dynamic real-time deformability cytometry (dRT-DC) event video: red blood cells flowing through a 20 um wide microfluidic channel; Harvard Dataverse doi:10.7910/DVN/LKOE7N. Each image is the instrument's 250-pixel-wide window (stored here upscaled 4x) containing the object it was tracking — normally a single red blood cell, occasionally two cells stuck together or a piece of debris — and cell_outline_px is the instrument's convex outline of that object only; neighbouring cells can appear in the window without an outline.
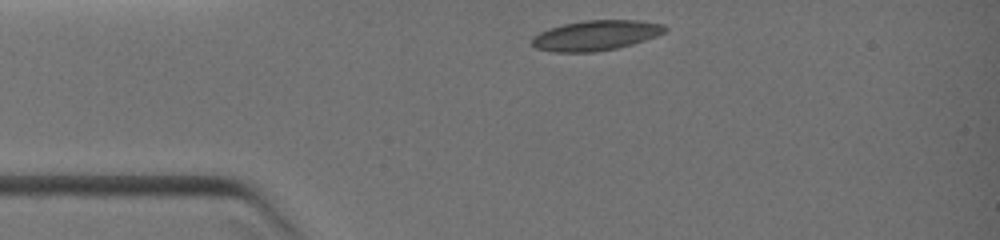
{"species": "common noctule bat (a hibernating species)", "species_latin": "Nyctalus noctula", "temperature_condition": "warm", "stored_images_in_passage": 5, "camera_frame_rate_fps": 3000, "um_per_image_px": 0.085, "animal": {"sex": "female", "body_mass_g": 19.0, "forearm_length_mm": 51.5}, "frame": {"image": 1, "passage_image": 1, "time_ms": 0.0, "image_size_px": [1000, 240], "cell_outline_px": [[668, 28], [664, 32], [656, 36], [632, 44], [616, 48], [592, 52], [552, 52], [536, 48], [532, 44], [532, 36], [540, 32], [564, 24], [584, 20], [636, 20], [664, 24]], "centroid_in_image_um": [50.64, 3.01], "position_along_channel_um": 34.4, "area_um2": 23.18}}
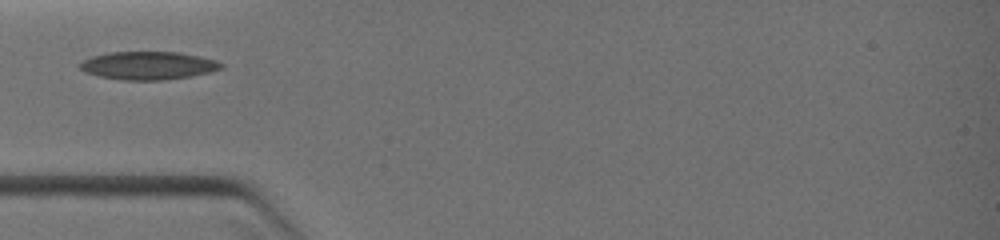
{"frame": {"image": 2, "passage_image": 4, "time_ms": 1.333, "image_size_px": [1000, 240], "cell_outline_px": [[224, 68], [212, 72], [164, 80], [120, 80], [100, 76], [84, 72], [76, 64], [92, 56], [108, 52], [180, 52], [200, 56], [216, 60], [224, 64]], "centroid_in_image_um": [12.6, 5.57], "position_along_channel_um": 72.4, "area_um2": 23.29}}